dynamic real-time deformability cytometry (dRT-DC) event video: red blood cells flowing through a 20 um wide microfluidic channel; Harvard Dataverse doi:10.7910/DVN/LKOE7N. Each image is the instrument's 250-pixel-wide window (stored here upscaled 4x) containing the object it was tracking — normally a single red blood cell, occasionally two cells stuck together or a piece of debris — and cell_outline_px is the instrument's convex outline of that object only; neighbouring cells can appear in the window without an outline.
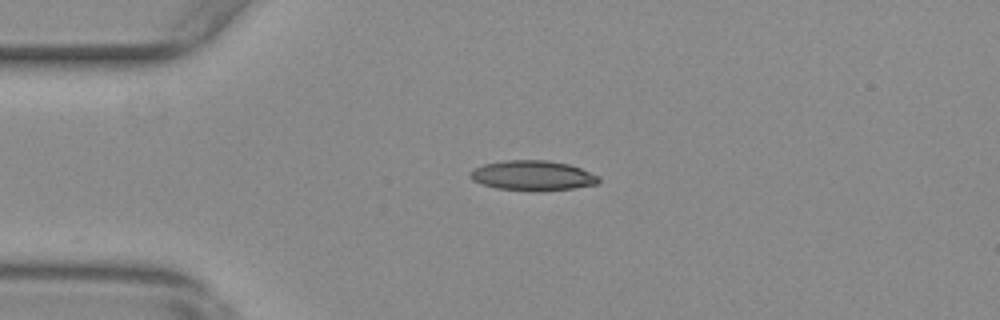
{"species": "common noctule bat (a hibernating species)", "species_latin": "Nyctalus noctula", "temperature_condition": "warm", "stored_images_in_passage": 33, "camera_frame_rate_fps": 3000, "um_per_image_px": 0.085, "animal": {"sex": "female", "body_mass_g": 29.2, "forearm_length_mm": 56.3}, "frame": {"image": 1, "passage_image": 2, "time_ms": 0.333, "image_size_px": [1000, 320], "cell_outline_px": [[600, 180], [596, 184], [572, 188], [540, 192], [528, 192], [496, 188], [472, 180], [468, 176], [468, 172], [484, 164], [504, 160], [548, 160], [568, 164], [580, 168], [600, 176]], "centroid_in_image_um": [45.26, 14.93], "position_along_channel_um": 39.7, "area_um2": 22.72}}
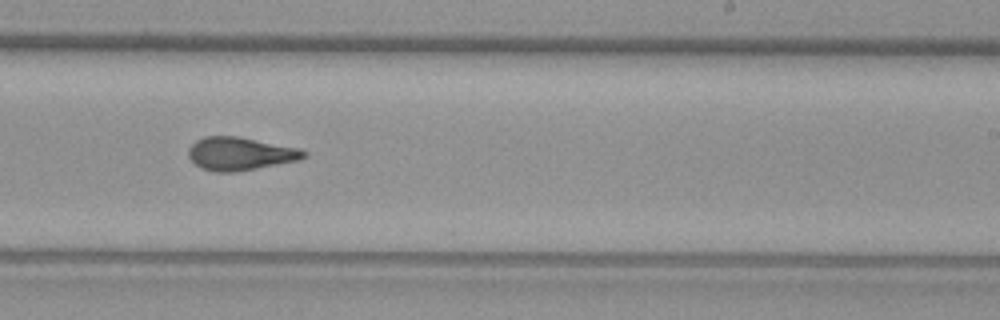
{"frame": {"image": 2, "passage_image": 23, "time_ms": 7.333, "image_size_px": [1000, 320], "cell_outline_px": [[308, 156], [300, 160], [236, 172], [216, 172], [200, 168], [188, 156], [188, 148], [196, 140], [204, 136], [240, 136], [300, 148], [308, 152]], "centroid_in_image_um": [20.44, 13.06], "position_along_channel_um": 268.6, "area_um2": 22.54}}
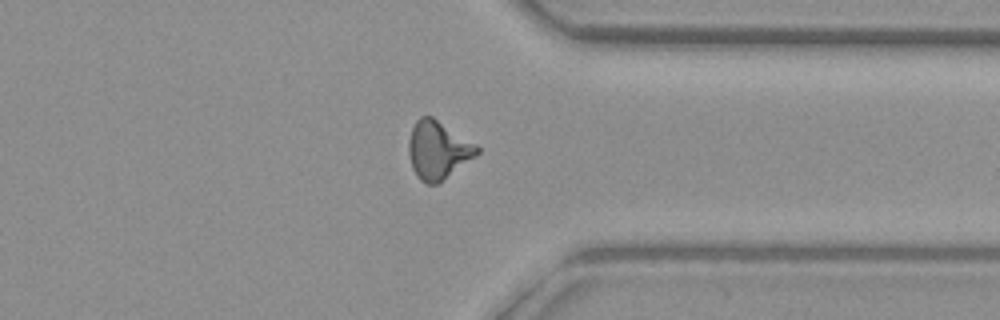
{"frame": {"image": 3, "passage_image": 32, "time_ms": 10.333, "image_size_px": [1000, 320], "cell_outline_px": [[480, 152], [476, 156], [436, 184], [428, 184], [420, 180], [416, 176], [412, 168], [408, 156], [408, 140], [412, 128], [416, 120], [420, 116], [432, 116], [476, 144], [480, 148]], "centroid_in_image_um": [37.2, 12.74], "position_along_channel_um": 374.2, "area_um2": 23.06}}